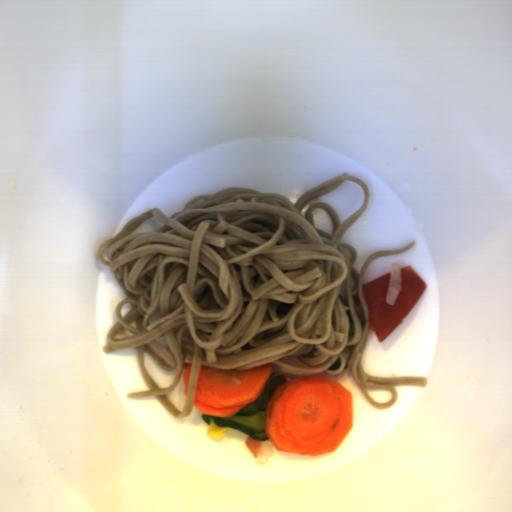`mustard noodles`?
I'll return each instance as SVG.
<instances>
[{
	"label": "mustard noodles",
	"mask_w": 512,
	"mask_h": 512,
	"mask_svg": "<svg viewBox=\"0 0 512 512\" xmlns=\"http://www.w3.org/2000/svg\"><path fill=\"white\" fill-rule=\"evenodd\" d=\"M357 182L365 198L338 222L335 206L320 195L343 181ZM367 183L346 172L303 192L284 194L224 186L199 193L167 215L149 209L128 220L97 249L124 299L103 351L136 350L149 390L128 398L155 397L173 417L194 411L201 366L250 371L270 364L271 377L352 378L380 409L395 405L394 386L426 387L423 376L374 377L362 367L372 329L362 289L378 257L402 254L416 241L368 255L358 271V249L341 243L368 208ZM355 330L349 336L346 311ZM365 323L362 327L358 315ZM145 352L170 372L157 386L144 368ZM340 357V366H330ZM192 364L187 395L182 375ZM270 377V378H271Z\"/></svg>",
	"instance_id": "obj_1"
}]
</instances>
